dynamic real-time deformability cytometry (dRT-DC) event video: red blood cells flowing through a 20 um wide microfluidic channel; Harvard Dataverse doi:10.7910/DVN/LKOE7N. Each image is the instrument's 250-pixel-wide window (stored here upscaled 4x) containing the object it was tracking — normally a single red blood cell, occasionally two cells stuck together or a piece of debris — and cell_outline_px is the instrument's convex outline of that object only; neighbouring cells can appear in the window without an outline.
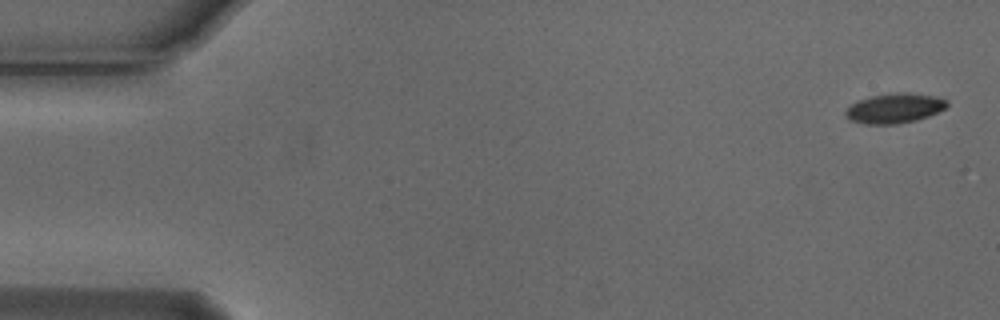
{"species": "Egyptian fruit bat (a non-hibernating species)", "species_latin": "Rousettus aegyptiacus", "temperature_condition": "cold", "stored_images_in_passage": 5, "camera_frame_rate_fps": 3000, "um_per_image_px": 0.085, "animal": {"sex": "male"}, "frame": {"image": 1, "passage_image": 1, "time_ms": 0.0, "image_size_px": [1000, 320], "cell_outline_px": [[948, 104], [944, 108], [928, 116], [916, 120], [896, 124], [864, 124], [848, 120], [844, 116], [844, 112], [856, 100], [872, 96], [896, 92], [908, 92], [936, 96], [948, 100]], "centroid_in_image_um": [76.0, 9.2], "position_along_channel_um": 9.0, "area_um2": 17.74}}
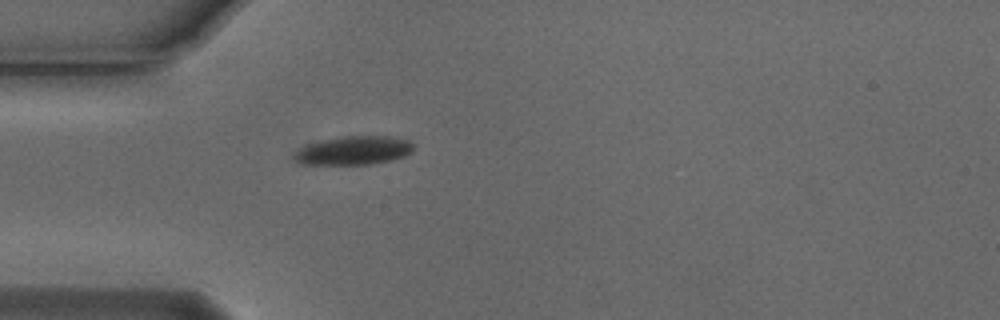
{"frame": {"image": 2, "passage_image": 5, "time_ms": 1.333, "image_size_px": [1000, 320], "cell_outline_px": [[412, 152], [404, 156], [388, 160], [368, 164], [300, 164], [292, 156], [304, 144], [340, 136], [388, 136], [408, 140], [412, 144]], "centroid_in_image_um": [30.01, 12.78], "position_along_channel_um": 55.0, "area_um2": 19.77}}